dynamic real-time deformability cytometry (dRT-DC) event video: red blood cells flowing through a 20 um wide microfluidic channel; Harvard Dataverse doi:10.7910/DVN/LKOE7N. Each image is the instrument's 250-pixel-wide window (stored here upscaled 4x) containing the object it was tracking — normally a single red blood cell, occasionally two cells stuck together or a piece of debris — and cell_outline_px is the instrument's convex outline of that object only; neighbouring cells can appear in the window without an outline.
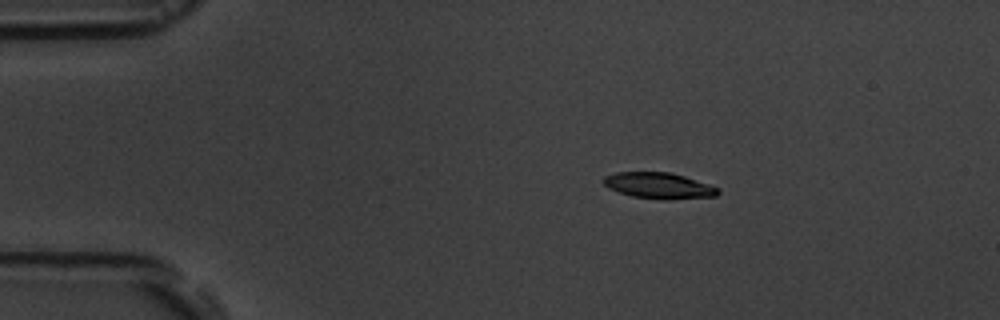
{"species": "common noctule bat (a hibernating species)", "species_latin": "Nyctalus noctula", "temperature_condition": "room temperature", "stored_images_in_passage": 4, "camera_frame_rate_fps": 3000, "um_per_image_px": 0.085, "animal": {"sex": "male", "body_mass_g": 19.5, "forearm_length_mm": 54.6}, "frame": {"image": 1, "passage_image": 2, "time_ms": 2.0, "image_size_px": [1000, 320], "cell_outline_px": [[720, 192], [716, 196], [668, 200], [664, 200], [632, 196], [608, 188], [604, 184], [604, 176], [616, 172], [668, 172], [684, 176], [720, 188]], "centroid_in_image_um": [56.02, 15.78], "position_along_channel_um": 29.0, "area_um2": 17.34}}